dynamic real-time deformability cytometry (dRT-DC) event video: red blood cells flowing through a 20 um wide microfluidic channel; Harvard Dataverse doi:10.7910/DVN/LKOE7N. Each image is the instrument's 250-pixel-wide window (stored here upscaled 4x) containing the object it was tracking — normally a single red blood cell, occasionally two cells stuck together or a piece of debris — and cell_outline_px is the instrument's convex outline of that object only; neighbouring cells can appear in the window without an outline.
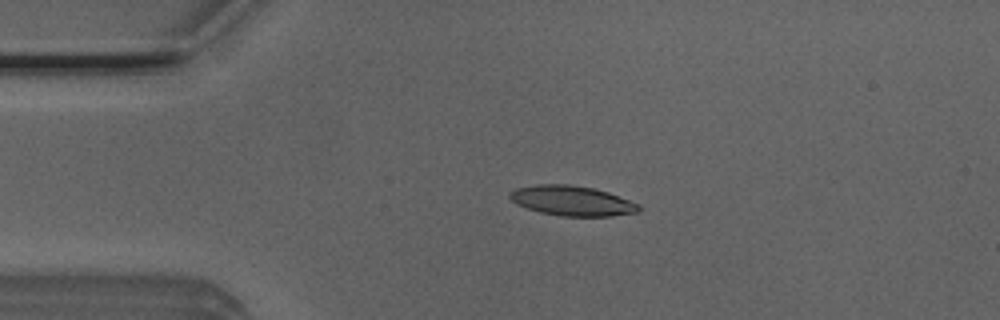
{"species": "Egyptian fruit bat (a non-hibernating species)", "species_latin": "Rousettus aegyptiacus", "temperature_condition": "room temperature", "stored_images_in_passage": 4, "camera_frame_rate_fps": 3000, "um_per_image_px": 0.085, "animal": {"sex": "male"}, "frame": {"image": 1, "passage_image": 3, "time_ms": 0.667, "image_size_px": [1000, 320], "cell_outline_px": [[640, 208], [636, 212], [612, 216], [560, 216], [540, 212], [516, 204], [508, 196], [516, 188], [536, 184], [568, 184], [592, 188], [608, 192], [640, 204]], "centroid_in_image_um": [48.62, 17.06], "position_along_channel_um": 36.4, "area_um2": 22.37}}